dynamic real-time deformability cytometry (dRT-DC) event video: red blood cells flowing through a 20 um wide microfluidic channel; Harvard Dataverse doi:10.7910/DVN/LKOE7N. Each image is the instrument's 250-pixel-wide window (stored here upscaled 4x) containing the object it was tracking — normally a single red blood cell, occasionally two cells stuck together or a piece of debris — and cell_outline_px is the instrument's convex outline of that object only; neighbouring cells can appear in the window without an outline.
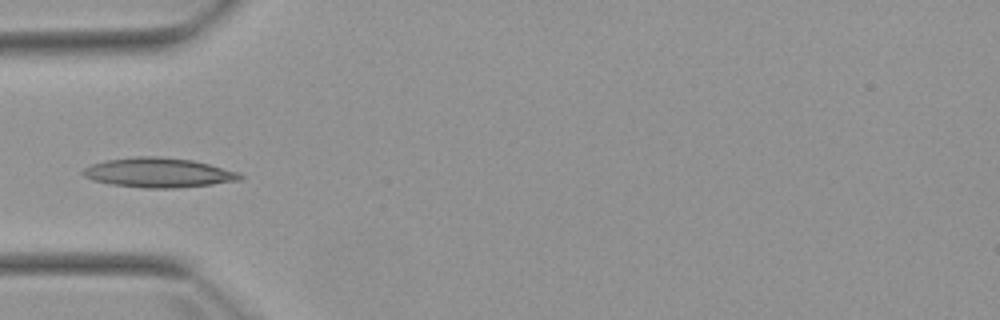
{"species": "Egyptian fruit bat (a non-hibernating species)", "species_latin": "Rousettus aegyptiacus", "temperature_condition": "warm", "stored_images_in_passage": 5, "camera_frame_rate_fps": 3000, "um_per_image_px": 0.085, "animal": {"sex": "female"}, "frame": {"image": 1, "passage_image": 5, "time_ms": 5.333, "image_size_px": [1000, 320], "cell_outline_px": [[244, 176], [240, 180], [212, 184], [176, 188], [144, 188], [112, 184], [92, 180], [84, 176], [80, 172], [84, 168], [92, 164], [108, 160], [136, 156], [156, 156], [192, 160], [208, 164], [236, 172]], "centroid_in_image_um": [13.43, 14.68], "position_along_channel_um": 71.6, "area_um2": 26.82}}